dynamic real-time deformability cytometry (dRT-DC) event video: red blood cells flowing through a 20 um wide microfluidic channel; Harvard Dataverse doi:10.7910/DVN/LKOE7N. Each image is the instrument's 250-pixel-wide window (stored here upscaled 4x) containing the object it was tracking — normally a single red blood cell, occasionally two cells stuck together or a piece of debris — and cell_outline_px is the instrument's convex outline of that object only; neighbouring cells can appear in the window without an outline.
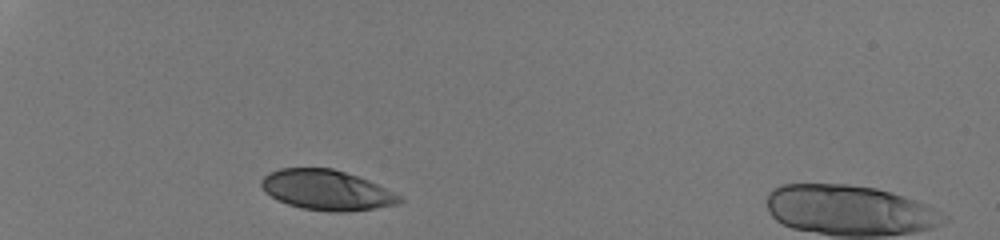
{"species": "human", "species_latin": "Homo sapiens", "temperature_condition": "room temperature", "stored_images_in_passage": 29, "camera_frame_rate_fps": 3000, "um_per_image_px": 0.085, "donor": {"sex": "male"}, "frame": {"image": 1, "passage_image": 1, "time_ms": 0.0, "image_size_px": [1000, 240], "cell_outline_px": [[404, 200], [396, 204], [376, 208], [348, 212], [332, 212], [304, 208], [288, 204], [264, 192], [260, 184], [260, 180], [268, 172], [280, 168], [332, 168], [368, 180], [400, 196]], "centroid_in_image_um": [27.73, 16.15], "position_along_channel_um": 57.3, "area_um2": 32.02}}
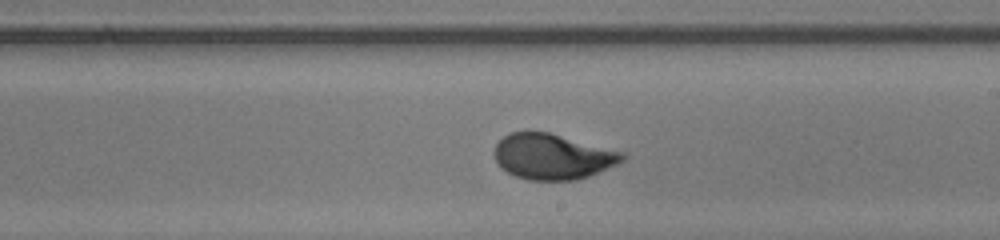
{"frame": {"image": 2, "passage_image": 17, "time_ms": 5.333, "image_size_px": [1000, 240], "cell_outline_px": [[628, 156], [620, 164], [588, 176], [576, 180], [528, 180], [516, 176], [500, 168], [496, 164], [492, 152], [496, 144], [508, 132], [528, 128], [548, 132], [624, 152]], "centroid_in_image_um": [46.93, 13.28], "position_along_channel_um": 242.1, "area_um2": 34.85}}
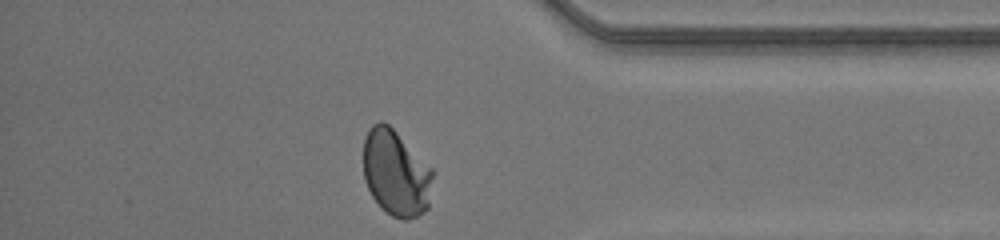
{"frame": {"image": 3, "passage_image": 29, "time_ms": 9.333, "image_size_px": [1000, 240], "cell_outline_px": [[436, 172], [428, 208], [424, 212], [408, 220], [404, 220], [392, 216], [372, 196], [364, 180], [364, 136], [368, 128], [372, 124], [380, 120], [384, 120]], "centroid_in_image_um": [33.68, 14.69], "position_along_channel_um": 401.5, "area_um2": 35.08}, "authors_computed_cell_mechanics": {"area_um2": 34.2176, "velocity_mm_per_s": 4.2118, "shape_relaxation_time_tau1_ms": 3.574, "shape_relaxation_time_tau2_ms": null, "deformation_change_tau1": 0.1702, "deformation_change_tau2": null}}